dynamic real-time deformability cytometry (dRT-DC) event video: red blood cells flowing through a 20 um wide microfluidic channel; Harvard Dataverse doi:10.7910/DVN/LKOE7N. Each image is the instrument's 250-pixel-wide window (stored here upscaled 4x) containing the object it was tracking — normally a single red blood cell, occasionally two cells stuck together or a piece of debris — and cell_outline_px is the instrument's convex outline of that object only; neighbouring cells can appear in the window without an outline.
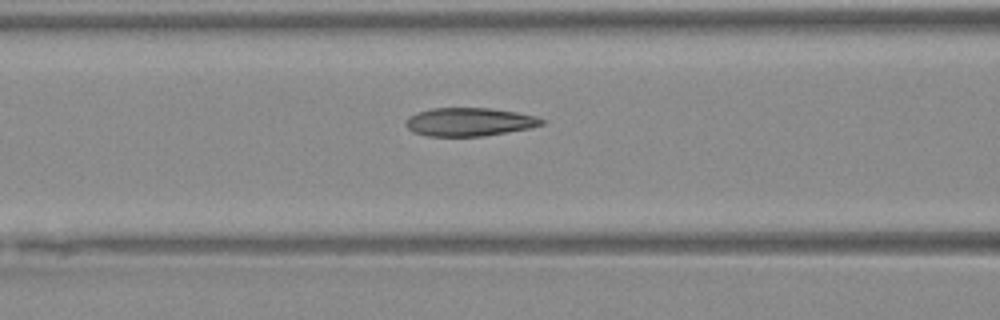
{"species": "Egyptian fruit bat (a non-hibernating species)", "species_latin": "Rousettus aegyptiacus", "temperature_condition": "warm", "stored_images_in_passage": 9, "camera_frame_rate_fps": 3000, "um_per_image_px": 0.085, "animal": {"sex": "female"}, "frame": {"image": 1, "passage_image": 7, "time_ms": 2.0, "image_size_px": [1000, 320], "cell_outline_px": [[548, 120], [544, 124], [528, 128], [508, 132], [484, 136], [428, 136], [412, 132], [404, 124], [404, 120], [408, 116], [416, 112], [432, 108], [492, 108], [516, 112], [536, 116]], "centroid_in_image_um": [39.87, 10.36], "position_along_channel_um": 126.7, "area_um2": 22.72}}